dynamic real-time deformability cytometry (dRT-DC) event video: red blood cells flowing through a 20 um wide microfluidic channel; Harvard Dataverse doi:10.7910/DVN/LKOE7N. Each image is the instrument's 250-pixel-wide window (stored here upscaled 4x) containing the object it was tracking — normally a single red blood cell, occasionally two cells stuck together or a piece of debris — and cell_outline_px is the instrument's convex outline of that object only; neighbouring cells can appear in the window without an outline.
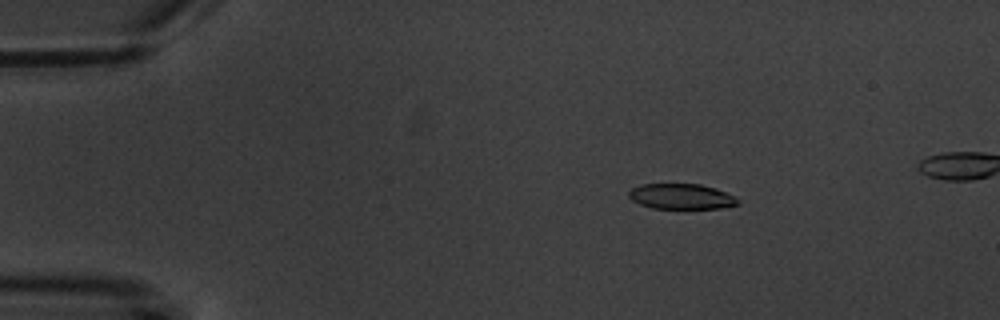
{"species": "common noctule bat (a hibernating species)", "species_latin": "Nyctalus noctula", "temperature_condition": "warm", "stored_images_in_passage": 6, "camera_frame_rate_fps": 3000, "um_per_image_px": 0.085, "animal": {"sex": "male", "body_mass_g": 20.1, "forearm_length_mm": 53.5}, "frame": {"image": 1, "passage_image": 3, "time_ms": 2.0, "image_size_px": [1000, 320], "cell_outline_px": [[740, 204], [720, 208], [652, 208], [640, 204], [632, 200], [628, 196], [628, 192], [632, 188], [640, 184], [700, 184], [716, 188], [736, 196], [740, 200]], "centroid_in_image_um": [57.94, 16.69], "position_along_channel_um": 27.1, "area_um2": 16.24}}